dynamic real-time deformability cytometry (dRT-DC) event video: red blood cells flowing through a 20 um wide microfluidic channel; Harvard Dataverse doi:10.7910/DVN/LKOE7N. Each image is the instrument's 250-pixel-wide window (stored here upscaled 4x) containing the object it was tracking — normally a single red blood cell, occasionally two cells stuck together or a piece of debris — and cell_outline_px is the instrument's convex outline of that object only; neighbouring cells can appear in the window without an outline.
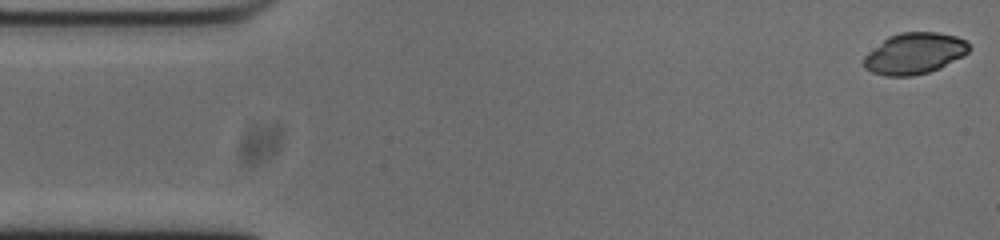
{"species": "common noctule bat (a hibernating species)", "species_latin": "Nyctalus noctula", "temperature_condition": "cold", "stored_images_in_passage": 53, "camera_frame_rate_fps": 3000, "um_per_image_px": 0.085, "animal": {"sex": "male", "body_mass_g": 20.0, "forearm_length_mm": 53.3}, "frame": {"image": 1, "passage_image": 1, "time_ms": 0.0, "image_size_px": [1000, 240], "cell_outline_px": [[972, 48], [964, 56], [940, 68], [928, 72], [912, 76], [888, 76], [872, 72], [864, 68], [864, 56], [868, 52], [888, 36], [900, 32], [936, 32], [956, 36], [964, 40]], "centroid_in_image_um": [77.74, 4.54], "position_along_channel_um": 7.3, "area_um2": 25.32}}
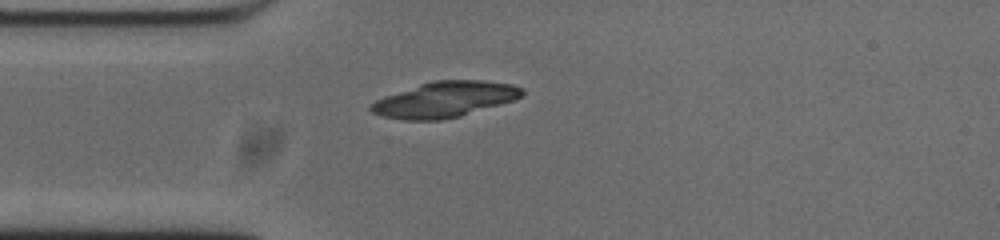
{"frame": {"image": 2, "passage_image": 13, "time_ms": 4.0, "image_size_px": [1000, 240], "cell_outline_px": [[524, 96], [516, 100], [460, 116], [444, 120], [404, 120], [380, 116], [372, 112], [368, 108], [376, 100], [384, 96], [432, 80], [484, 80], [512, 84], [524, 88]], "centroid_in_image_um": [37.84, 8.46], "position_along_channel_um": 47.2, "area_um2": 31.62}}
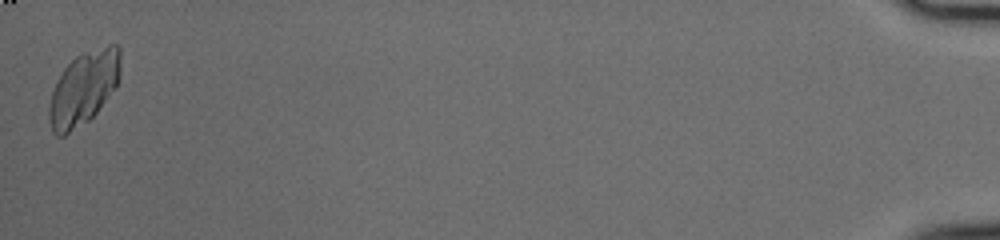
{"frame": {"image": 3, "passage_image": 53, "time_ms": 17.333, "image_size_px": [1000, 240], "cell_outline_px": [[120, 76], [116, 88], [96, 112], [88, 120], [64, 136], [56, 136], [52, 132], [48, 116], [48, 108], [52, 92], [64, 68], [76, 56], [84, 52], [108, 44], [120, 44]], "centroid_in_image_um": [7.12, 7.48], "position_along_channel_um": 428.1, "area_um2": 30.58}}